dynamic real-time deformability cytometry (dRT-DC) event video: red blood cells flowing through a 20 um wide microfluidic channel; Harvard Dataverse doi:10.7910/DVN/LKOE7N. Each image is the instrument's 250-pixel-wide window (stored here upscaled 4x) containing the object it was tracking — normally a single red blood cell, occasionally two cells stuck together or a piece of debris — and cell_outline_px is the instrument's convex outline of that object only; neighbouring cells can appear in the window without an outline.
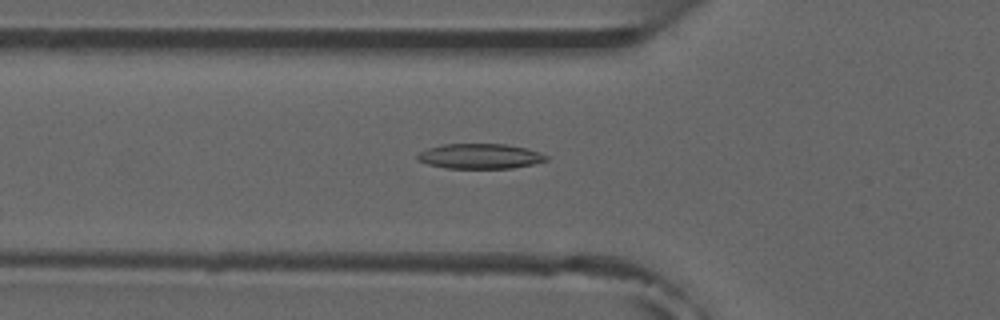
{"species": "common noctule bat (a hibernating species)", "species_latin": "Nyctalus noctula", "temperature_condition": "room temperature", "stored_images_in_passage": 5, "camera_frame_rate_fps": 3000, "um_per_image_px": 0.085, "animal": {"sex": "male", "forearm_length_mm": 52.5}, "frame": {"image": 1, "passage_image": 5, "time_ms": 4.667, "image_size_px": [1000, 320], "cell_outline_px": [[548, 160], [532, 164], [512, 168], [444, 168], [428, 164], [416, 160], [416, 156], [420, 152], [428, 148], [444, 144], [504, 144], [528, 148], [540, 152], [548, 156]], "centroid_in_image_um": [40.8, 13.28], "position_along_channel_um": 85.0, "area_um2": 18.84}}